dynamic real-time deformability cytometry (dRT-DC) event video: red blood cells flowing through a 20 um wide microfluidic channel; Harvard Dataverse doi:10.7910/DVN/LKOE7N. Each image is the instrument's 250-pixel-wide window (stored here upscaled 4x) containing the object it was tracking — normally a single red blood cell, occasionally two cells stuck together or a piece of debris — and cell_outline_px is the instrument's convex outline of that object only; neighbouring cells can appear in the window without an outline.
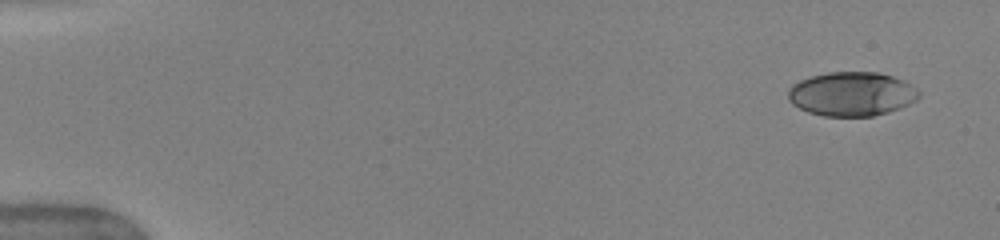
{"species": "human", "species_latin": "Homo sapiens", "temperature_condition": "warm", "stored_images_in_passage": 6, "camera_frame_rate_fps": 3000, "um_per_image_px": 0.085, "donor": {"sex": "female"}, "frame": {"image": 1, "passage_image": 1, "time_ms": 0.0, "image_size_px": [1000, 240], "cell_outline_px": [[920, 96], [916, 100], [900, 108], [888, 112], [872, 116], [824, 116], [808, 112], [792, 104], [788, 100], [788, 92], [792, 84], [800, 80], [812, 76], [828, 72], [880, 72], [904, 80], [916, 88], [920, 92]], "centroid_in_image_um": [72.4, 7.98], "position_along_channel_um": 12.6, "area_um2": 33.7}}
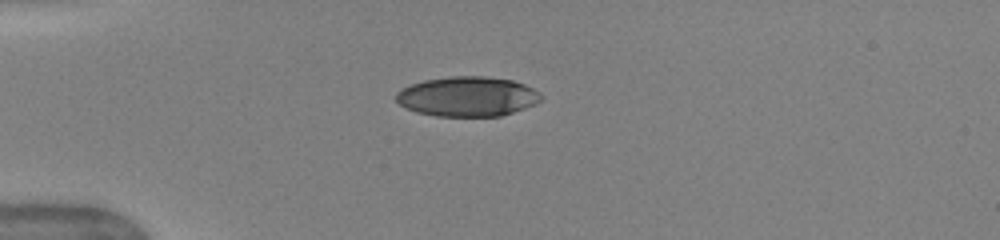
{"frame": {"image": 2, "passage_image": 4, "time_ms": 3.667, "image_size_px": [1000, 240], "cell_outline_px": [[544, 96], [536, 104], [500, 116], [436, 116], [416, 112], [400, 104], [396, 100], [396, 92], [400, 88], [424, 80], [452, 76], [484, 76], [512, 80], [524, 84], [532, 88]], "centroid_in_image_um": [39.73, 8.2], "position_along_channel_um": 45.3, "area_um2": 33.58}}